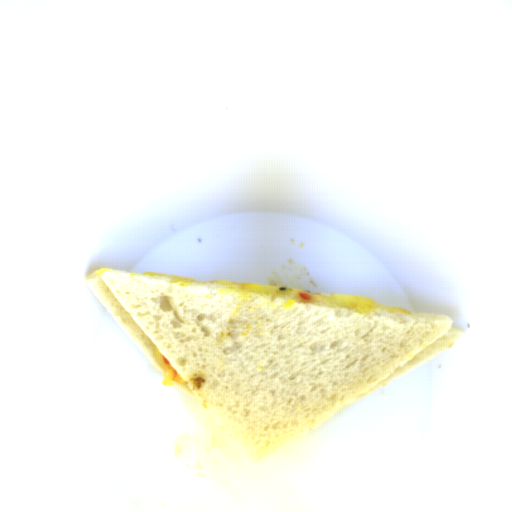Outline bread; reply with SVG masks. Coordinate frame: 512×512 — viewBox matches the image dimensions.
<instances>
[{"mask_svg":"<svg viewBox=\"0 0 512 512\" xmlns=\"http://www.w3.org/2000/svg\"><path fill=\"white\" fill-rule=\"evenodd\" d=\"M84 280L249 460L431 361L463 334L442 315L316 306L102 267Z\"/></svg>","mask_w":512,"mask_h":512,"instance_id":"bread-1","label":"bread"}]
</instances>
